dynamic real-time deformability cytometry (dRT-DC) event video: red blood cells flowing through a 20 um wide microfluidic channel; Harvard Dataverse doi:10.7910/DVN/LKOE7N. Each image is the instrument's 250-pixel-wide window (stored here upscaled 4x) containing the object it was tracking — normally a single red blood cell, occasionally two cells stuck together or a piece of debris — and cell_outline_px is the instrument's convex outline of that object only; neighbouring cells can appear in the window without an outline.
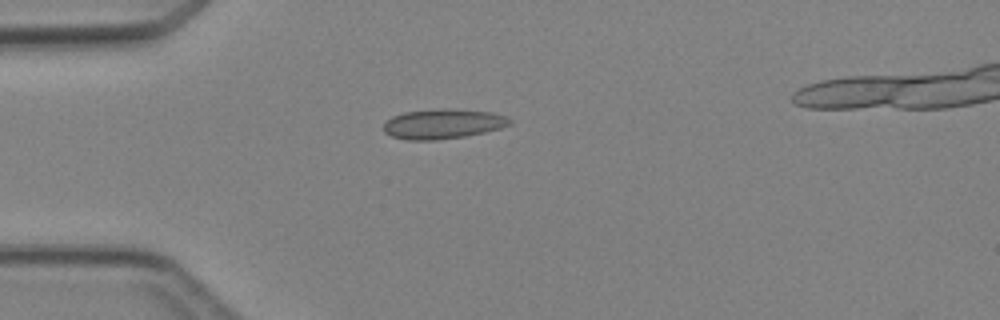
{"species": "Egyptian fruit bat (a non-hibernating species)", "species_latin": "Rousettus aegyptiacus", "temperature_condition": "cold", "stored_images_in_passage": 1, "camera_frame_rate_fps": 3000, "um_per_image_px": 0.085, "animal": {"sex": "female"}, "frame": {"image": 1, "passage_image": 1, "time_ms": 0.0, "image_size_px": [1000, 320], "cell_outline_px": [[512, 124], [500, 128], [484, 132], [464, 136], [436, 140], [408, 140], [392, 136], [384, 132], [384, 124], [392, 116], [404, 112], [440, 108], [456, 108], [492, 112], [508, 116], [512, 120]], "centroid_in_image_um": [37.69, 10.51], "position_along_channel_um": 47.3, "area_um2": 22.14}}